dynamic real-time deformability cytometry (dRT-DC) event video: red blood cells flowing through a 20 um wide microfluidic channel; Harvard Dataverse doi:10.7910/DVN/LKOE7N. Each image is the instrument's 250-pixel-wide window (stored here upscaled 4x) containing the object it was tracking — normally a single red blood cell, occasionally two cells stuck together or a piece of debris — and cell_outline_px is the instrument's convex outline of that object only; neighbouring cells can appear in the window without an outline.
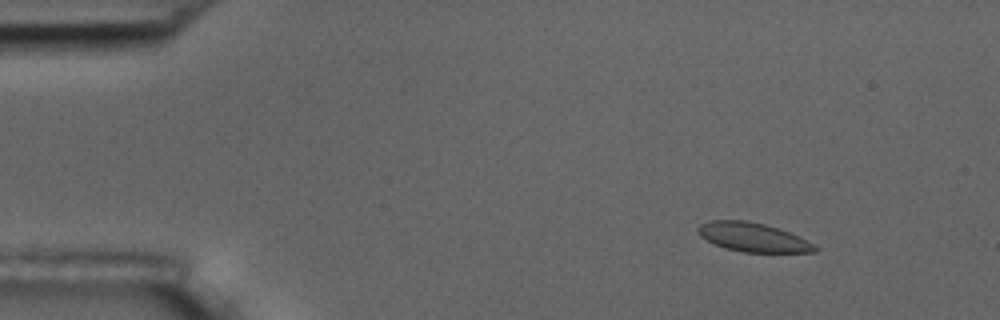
{"species": "common noctule bat (a hibernating species)", "species_latin": "Nyctalus noctula", "temperature_condition": "room temperature", "stored_images_in_passage": 55, "camera_frame_rate_fps": 3000, "um_per_image_px": 0.085, "animal": {"sex": "male", "body_mass_g": 17.5, "forearm_length_mm": 52.3}, "frame": {"image": 1, "passage_image": 6, "time_ms": 1.667, "image_size_px": [1000, 320], "cell_outline_px": [[820, 248], [816, 252], [744, 252], [724, 248], [700, 236], [696, 232], [696, 228], [700, 224], [708, 220], [744, 220], [764, 224], [788, 232], [816, 244]], "centroid_in_image_um": [63.99, 20.16], "position_along_channel_um": 21.0, "area_um2": 19.71}}
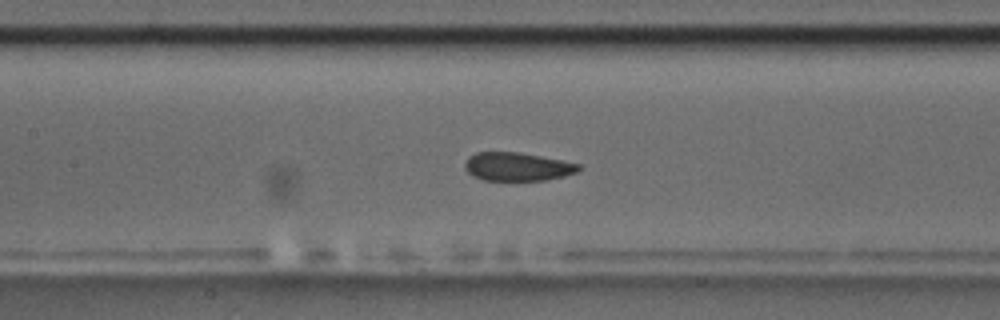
{"frame": {"image": 2, "passage_image": 25, "time_ms": 8.0, "image_size_px": [1000, 320], "cell_outline_px": [[584, 168], [576, 172], [564, 176], [544, 180], [484, 180], [472, 176], [464, 168], [464, 164], [468, 156], [476, 152], [520, 152], [564, 160], [580, 164]], "centroid_in_image_um": [43.99, 14.15], "position_along_channel_um": 163.4, "area_um2": 19.07}}
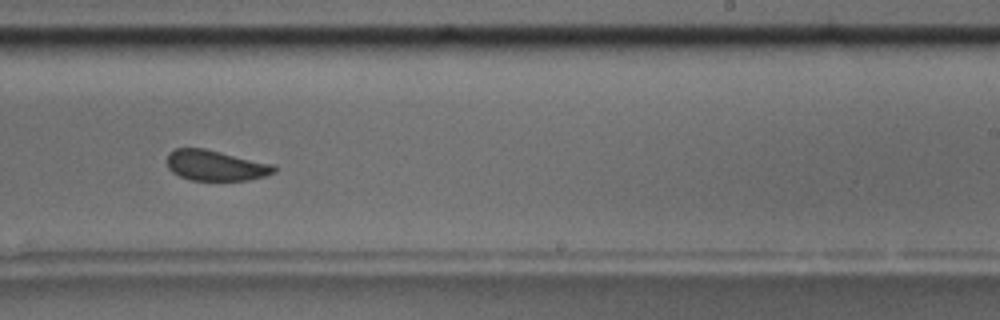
{"frame": {"image": 3, "passage_image": 34, "time_ms": 11.0, "image_size_px": [1000, 320], "cell_outline_px": [[276, 172], [264, 176], [248, 180], [192, 180], [180, 176], [172, 172], [168, 168], [168, 152], [176, 148], [204, 148], [276, 164]], "centroid_in_image_um": [18.36, 14.05], "position_along_channel_um": 270.6, "area_um2": 19.13}, "authors_computed_cell_mechanics": {"area_um2": 19.9988, "velocity_mm_per_s": 3.5935, "shape_relaxation_time_tau1_ms": null, "shape_relaxation_time_tau2_ms": 1.6053, "deformation_change_tau1": null, "deformation_change_tau2": 0.042}}